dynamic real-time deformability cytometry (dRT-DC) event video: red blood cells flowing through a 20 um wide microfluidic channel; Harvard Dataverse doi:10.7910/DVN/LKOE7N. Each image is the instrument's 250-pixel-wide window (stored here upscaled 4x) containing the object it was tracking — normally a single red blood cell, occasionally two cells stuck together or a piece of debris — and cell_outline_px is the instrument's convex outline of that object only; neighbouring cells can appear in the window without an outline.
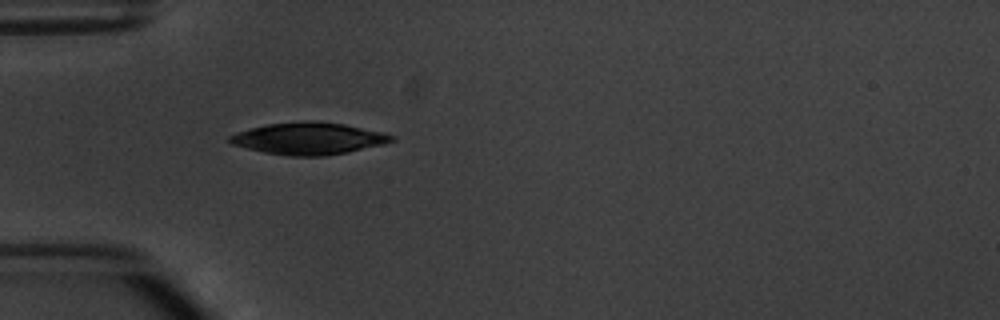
{"species": "common noctule bat (a hibernating species)", "species_latin": "Nyctalus noctula", "temperature_condition": "warm", "stored_images_in_passage": 2, "camera_frame_rate_fps": 3000, "um_per_image_px": 0.085, "animal": {"sex": "male", "body_mass_g": 20.1, "forearm_length_mm": 53.5}, "frame": {"image": 1, "passage_image": 2, "time_ms": 1.333, "image_size_px": [1000, 320], "cell_outline_px": [[396, 140], [384, 144], [348, 152], [324, 156], [288, 156], [264, 152], [232, 144], [228, 140], [228, 136], [236, 132], [268, 124], [312, 120], [344, 124], [384, 132], [396, 136]], "centroid_in_image_um": [26.28, 11.77], "position_along_channel_um": 58.7, "area_um2": 30.17}}